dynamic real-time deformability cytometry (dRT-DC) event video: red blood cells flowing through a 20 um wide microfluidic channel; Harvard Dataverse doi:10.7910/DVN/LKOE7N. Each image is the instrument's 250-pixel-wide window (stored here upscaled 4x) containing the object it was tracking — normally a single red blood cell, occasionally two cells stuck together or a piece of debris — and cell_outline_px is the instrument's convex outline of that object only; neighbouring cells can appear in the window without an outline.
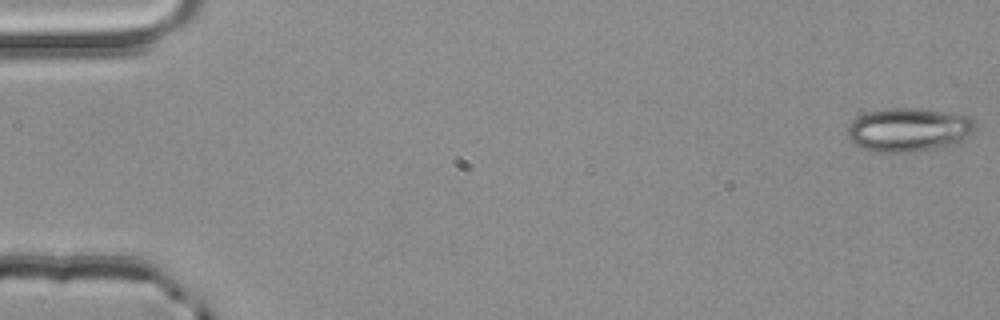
{"species": "common noctule bat (a hibernating species)", "species_latin": "Nyctalus noctula", "temperature_condition": "room temperature", "stored_images_in_passage": 4, "camera_frame_rate_fps": 3000, "um_per_image_px": 0.085, "animal": {"sex": "male", "body_mass_g": 20.4}, "frame": {"image": 1, "passage_image": 1, "time_ms": 0.0, "image_size_px": [1000, 320], "cell_outline_px": [[976, 128], [960, 144], [908, 152], [872, 152], [856, 144], [848, 136], [848, 124], [860, 116], [868, 112], [888, 108], [916, 108], [972, 116], [976, 124]], "centroid_in_image_um": [77.29, 11.03], "position_along_channel_um": 7.7, "area_um2": 32.54}}